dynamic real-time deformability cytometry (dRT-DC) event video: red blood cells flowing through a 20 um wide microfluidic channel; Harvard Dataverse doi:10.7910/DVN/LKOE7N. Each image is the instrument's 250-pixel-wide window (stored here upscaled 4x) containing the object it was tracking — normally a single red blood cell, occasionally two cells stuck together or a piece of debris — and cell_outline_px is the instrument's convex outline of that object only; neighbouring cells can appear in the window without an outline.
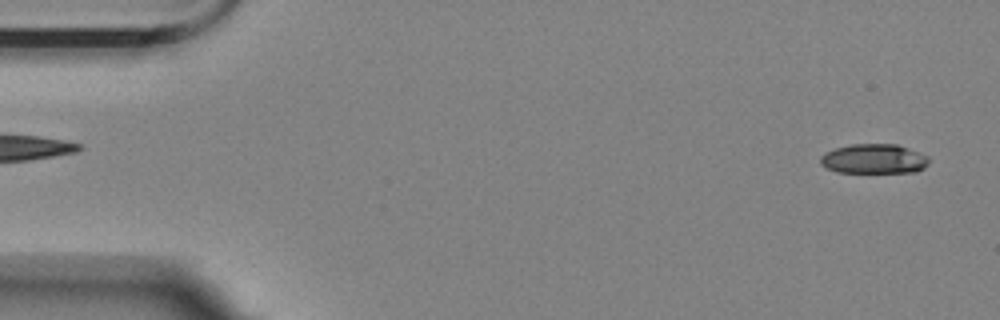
{"species": "Egyptian fruit bat (a non-hibernating species)", "species_latin": "Rousettus aegyptiacus", "temperature_condition": "room temperature", "stored_images_in_passage": 56, "camera_frame_rate_fps": 3000, "um_per_image_px": 0.085, "animal": {"sex": "female"}, "frame": {"image": 1, "passage_image": 2, "time_ms": 0.333, "image_size_px": [1000, 320], "cell_outline_px": [[928, 164], [924, 168], [916, 172], [836, 172], [820, 164], [820, 156], [824, 152], [836, 148], [852, 144], [896, 144], [928, 156]], "centroid_in_image_um": [74.26, 13.5], "position_along_channel_um": 10.7, "area_um2": 18.67}}
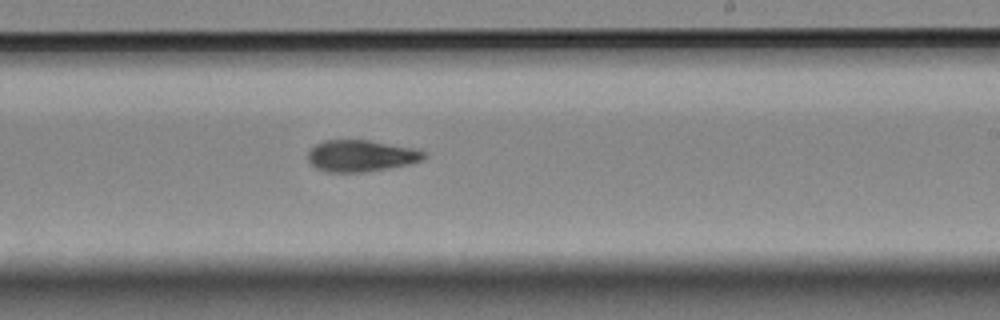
{"frame": {"image": 2, "passage_image": 33, "time_ms": 10.667, "image_size_px": [1000, 320], "cell_outline_px": [[428, 156], [424, 160], [408, 164], [360, 172], [328, 172], [316, 168], [308, 160], [308, 152], [316, 144], [324, 140], [368, 140], [416, 148], [424, 152]], "centroid_in_image_um": [30.7, 13.23], "position_along_channel_um": 258.3, "area_um2": 21.21}}
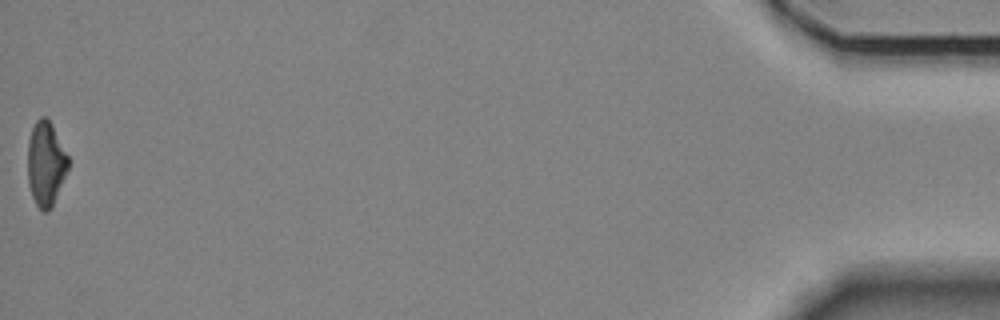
{"frame": {"image": 3, "passage_image": 56, "time_ms": 18.333, "image_size_px": [1000, 320], "cell_outline_px": [[68, 168], [52, 208], [48, 212], [44, 212], [36, 204], [32, 196], [28, 184], [28, 140], [32, 128], [36, 120], [40, 116], [44, 116], [52, 124], [68, 156]], "centroid_in_image_um": [3.88, 13.92], "position_along_channel_um": 431.3, "area_um2": 19.88}, "authors_computed_cell_mechanics": {"area_um2": 20.8658, "velocity_mm_per_s": 3.5153, "shape_relaxation_time_tau1_ms": 7.9952, "shape_relaxation_time_tau2_ms": 5.5607, "deformation_change_tau1": 0.1855, "deformation_change_tau2": 0.1358}}